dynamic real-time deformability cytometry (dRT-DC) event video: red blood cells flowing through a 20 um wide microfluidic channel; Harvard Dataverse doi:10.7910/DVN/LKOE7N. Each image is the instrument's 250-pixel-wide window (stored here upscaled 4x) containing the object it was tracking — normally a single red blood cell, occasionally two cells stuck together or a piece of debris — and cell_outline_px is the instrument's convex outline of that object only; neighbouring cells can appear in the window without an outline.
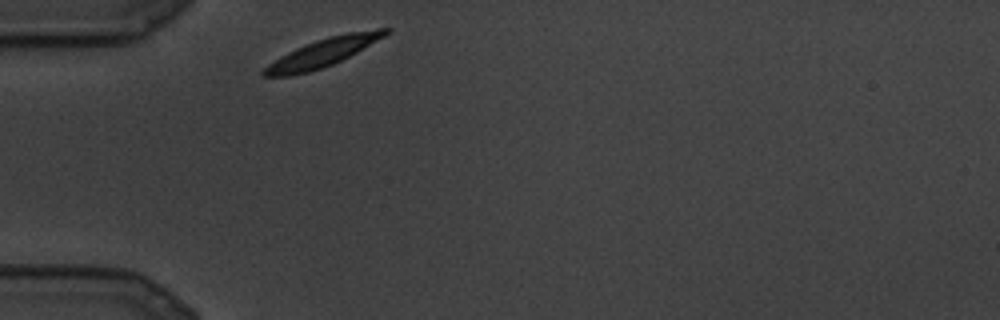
{"species": "common noctule bat (a hibernating species)", "species_latin": "Nyctalus noctula", "temperature_condition": "cold", "stored_images_in_passage": 5, "camera_frame_rate_fps": 3000, "um_per_image_px": 0.085, "animal": {"sex": "male", "body_mass_g": 19.5, "forearm_length_mm": 54.6}, "frame": {"image": 1, "passage_image": 1, "time_ms": 0.0, "image_size_px": [1000, 320], "cell_outline_px": [[392, 28], [384, 36], [356, 52], [332, 64], [308, 72], [288, 76], [264, 76], [260, 72], [268, 64], [280, 56], [304, 44], [328, 36], [348, 32], [376, 28]], "centroid_in_image_um": [27.41, 4.46], "position_along_channel_um": 57.6, "area_um2": 19.65}}
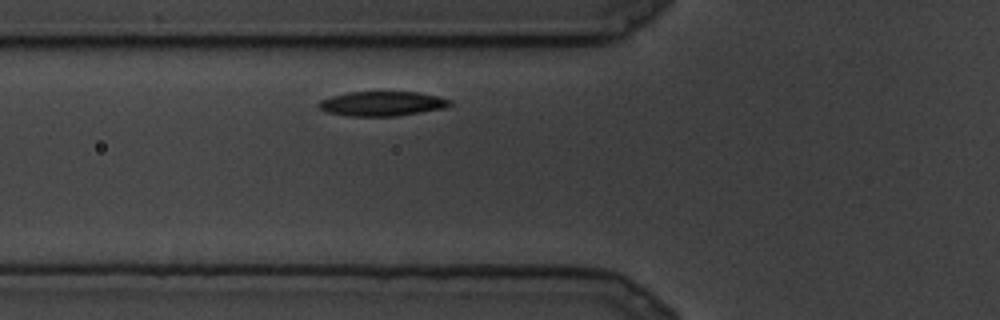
{"frame": {"image": 2, "passage_image": 3, "time_ms": 0.667, "image_size_px": [1000, 320], "cell_outline_px": [[452, 104], [444, 108], [396, 116], [348, 116], [324, 112], [316, 104], [320, 100], [332, 96], [348, 92], [416, 92], [436, 96], [452, 100]], "centroid_in_image_um": [32.44, 8.81], "position_along_channel_um": 93.4, "area_um2": 18.79}}
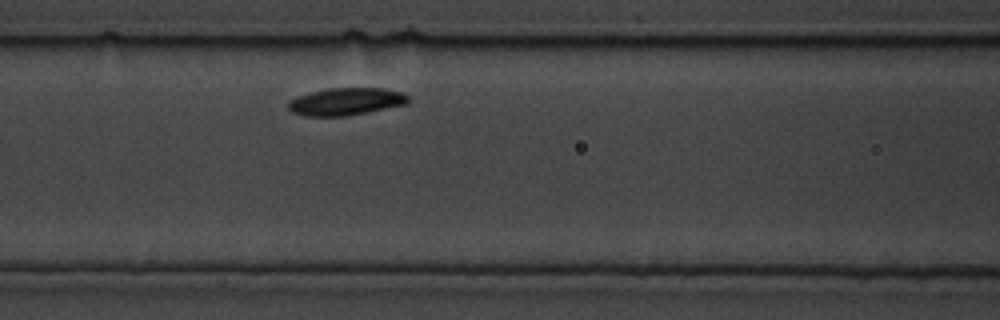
{"frame": {"image": 3, "passage_image": 5, "time_ms": 1.333, "image_size_px": [1000, 320], "cell_outline_px": [[408, 104], [344, 116], [304, 116], [292, 112], [288, 108], [288, 100], [312, 92], [328, 88], [380, 88], [404, 92], [408, 96]], "centroid_in_image_um": [29.41, 8.63], "position_along_channel_um": 137.2, "area_um2": 19.02}}